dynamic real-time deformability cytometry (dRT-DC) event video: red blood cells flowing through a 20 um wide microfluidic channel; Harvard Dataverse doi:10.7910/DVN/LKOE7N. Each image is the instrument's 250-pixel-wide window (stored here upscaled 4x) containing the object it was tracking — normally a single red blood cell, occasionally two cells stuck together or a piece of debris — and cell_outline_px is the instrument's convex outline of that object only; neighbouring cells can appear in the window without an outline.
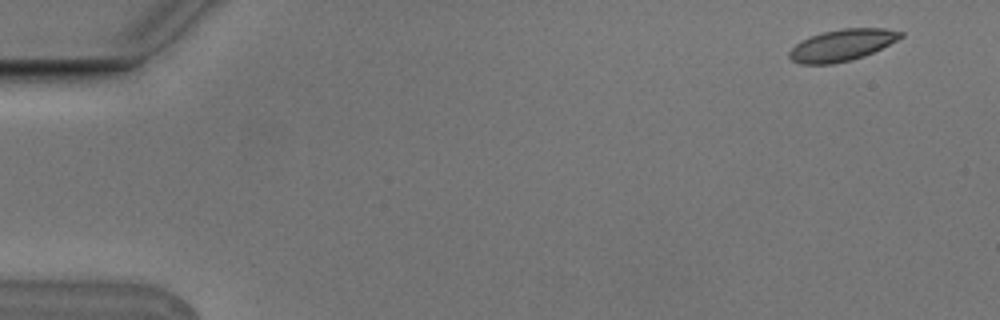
{"species": "Egyptian fruit bat (a non-hibernating species)", "species_latin": "Rousettus aegyptiacus", "temperature_condition": "cold", "stored_images_in_passage": 3, "camera_frame_rate_fps": 3000, "um_per_image_px": 0.085, "animal": {"sex": "male"}, "frame": {"image": 1, "passage_image": 1, "time_ms": 0.0, "image_size_px": [1000, 320], "cell_outline_px": [[904, 36], [864, 56], [852, 60], [832, 64], [800, 64], [792, 60], [788, 56], [788, 52], [800, 40], [808, 36], [840, 28], [884, 28], [904, 32]], "centroid_in_image_um": [71.53, 3.83], "position_along_channel_um": 13.5, "area_um2": 20.52}}